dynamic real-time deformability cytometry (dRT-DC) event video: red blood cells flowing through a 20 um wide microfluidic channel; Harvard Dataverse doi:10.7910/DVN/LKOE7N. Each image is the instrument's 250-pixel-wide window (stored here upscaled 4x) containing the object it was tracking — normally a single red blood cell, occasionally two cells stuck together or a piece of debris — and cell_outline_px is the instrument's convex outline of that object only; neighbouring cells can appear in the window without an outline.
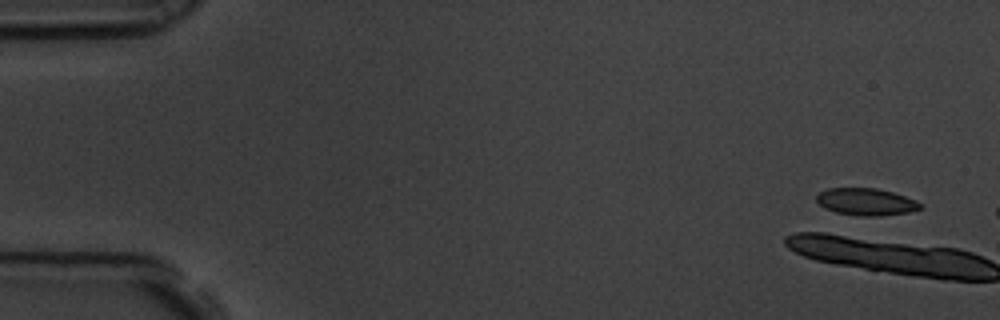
{"species": "common noctule bat (a hibernating species)", "species_latin": "Nyctalus noctula", "temperature_condition": "room temperature", "stored_images_in_passage": 3, "camera_frame_rate_fps": 3000, "um_per_image_px": 0.085, "animal": {"sex": "male", "body_mass_g": 19.5, "forearm_length_mm": 54.6}, "frame": {"image": 1, "passage_image": 1, "time_ms": 0.0, "image_size_px": [1000, 320], "cell_outline_px": [[920, 208], [908, 212], [880, 216], [860, 216], [836, 212], [824, 208], [816, 200], [816, 196], [820, 192], [828, 188], [876, 188], [892, 192], [916, 200], [920, 204]], "centroid_in_image_um": [73.58, 17.15], "position_along_channel_um": 11.4, "area_um2": 16.24}}